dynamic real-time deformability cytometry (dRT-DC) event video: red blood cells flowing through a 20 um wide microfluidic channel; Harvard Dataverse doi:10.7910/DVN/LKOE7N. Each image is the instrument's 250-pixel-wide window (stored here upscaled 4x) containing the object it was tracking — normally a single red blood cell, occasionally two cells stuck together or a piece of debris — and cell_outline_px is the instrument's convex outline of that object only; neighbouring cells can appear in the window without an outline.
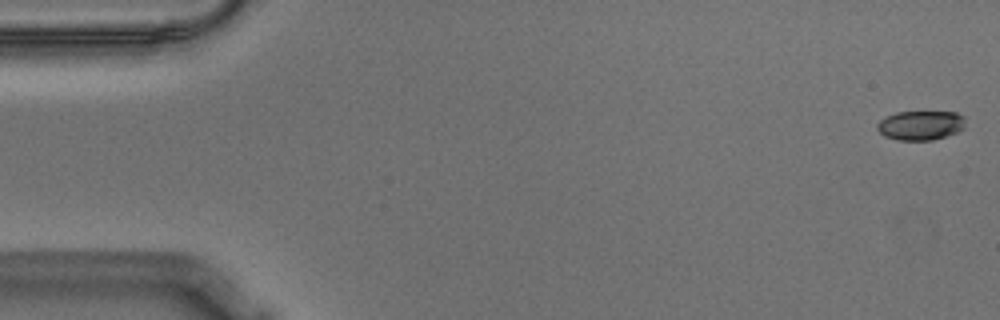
{"species": "Egyptian fruit bat (a non-hibernating species)", "species_latin": "Rousettus aegyptiacus", "temperature_condition": "warm", "stored_images_in_passage": 27, "camera_frame_rate_fps": 3000, "um_per_image_px": 0.085, "animal": {"sex": "male"}, "frame": {"image": 1, "passage_image": 1, "time_ms": 0.0, "image_size_px": [1000, 320], "cell_outline_px": [[964, 128], [956, 132], [932, 140], [896, 140], [884, 136], [876, 128], [876, 124], [884, 116], [896, 112], [956, 112], [964, 116]], "centroid_in_image_um": [78.21, 10.65], "position_along_channel_um": 6.8, "area_um2": 15.14}}
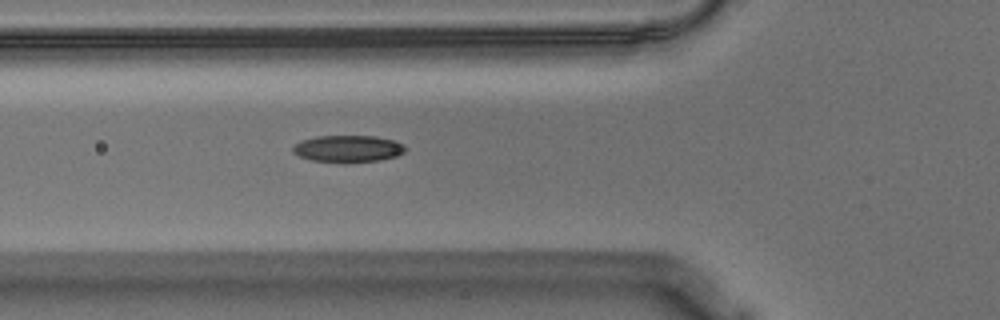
{"frame": {"image": 2, "passage_image": 20, "time_ms": 6.333, "image_size_px": [1000, 320], "cell_outline_px": [[408, 148], [404, 152], [396, 156], [380, 160], [312, 160], [300, 156], [292, 152], [292, 148], [300, 140], [316, 136], [376, 136], [396, 140], [404, 144]], "centroid_in_image_um": [29.62, 12.59], "position_along_channel_um": 96.2, "area_um2": 17.11}}
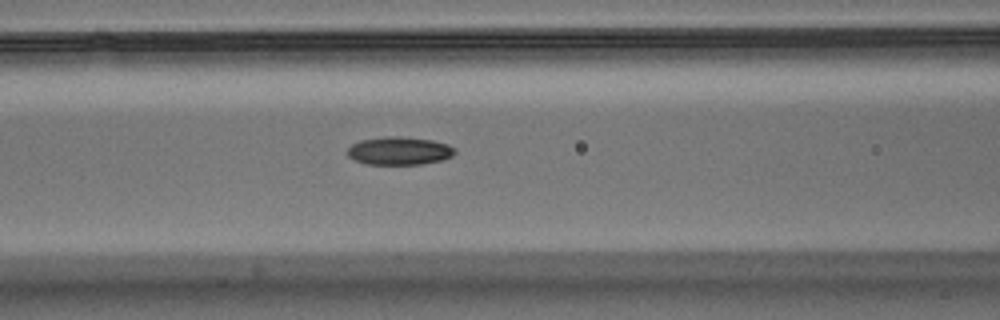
{"frame": {"image": 3, "passage_image": 23, "time_ms": 7.333, "image_size_px": [1000, 320], "cell_outline_px": [[456, 152], [452, 156], [440, 160], [420, 164], [364, 164], [348, 156], [348, 148], [352, 144], [360, 140], [384, 136], [400, 136], [432, 140], [448, 144], [456, 148]], "centroid_in_image_um": [33.94, 12.81], "position_along_channel_um": 132.7, "area_um2": 17.57}}